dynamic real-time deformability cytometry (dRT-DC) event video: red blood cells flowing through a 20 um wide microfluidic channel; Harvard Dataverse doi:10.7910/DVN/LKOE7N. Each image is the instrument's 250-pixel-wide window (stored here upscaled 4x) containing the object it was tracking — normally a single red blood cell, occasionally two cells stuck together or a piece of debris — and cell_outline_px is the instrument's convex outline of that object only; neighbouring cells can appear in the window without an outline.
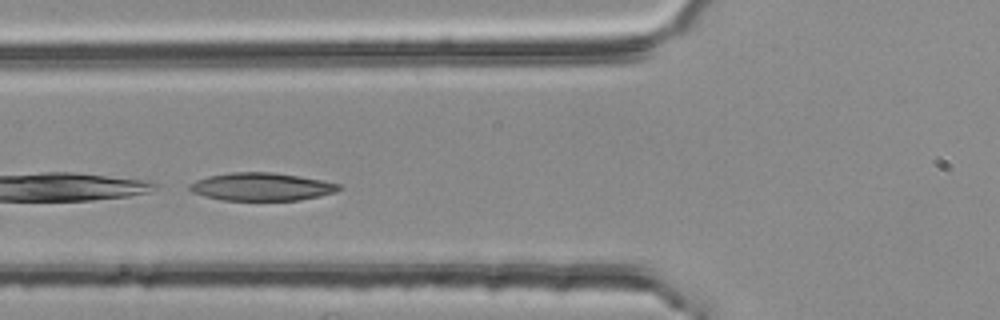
{"species": "common noctule bat (a hibernating species)", "species_latin": "Nyctalus noctula", "temperature_condition": "room temperature", "stored_images_in_passage": 25, "camera_frame_rate_fps": 3000, "um_per_image_px": 0.085, "animal": {"sex": "female", "body_mass_g": 25.1}, "frame": {"image": 1, "passage_image": 15, "time_ms": 4.667, "image_size_px": [1000, 320], "cell_outline_px": [[344, 188], [336, 192], [320, 196], [296, 200], [220, 200], [204, 196], [192, 192], [188, 188], [188, 184], [196, 180], [208, 176], [228, 172], [272, 172], [324, 180], [340, 184]], "centroid_in_image_um": [22.23, 15.87], "position_along_channel_um": 103.6, "area_um2": 24.45}}